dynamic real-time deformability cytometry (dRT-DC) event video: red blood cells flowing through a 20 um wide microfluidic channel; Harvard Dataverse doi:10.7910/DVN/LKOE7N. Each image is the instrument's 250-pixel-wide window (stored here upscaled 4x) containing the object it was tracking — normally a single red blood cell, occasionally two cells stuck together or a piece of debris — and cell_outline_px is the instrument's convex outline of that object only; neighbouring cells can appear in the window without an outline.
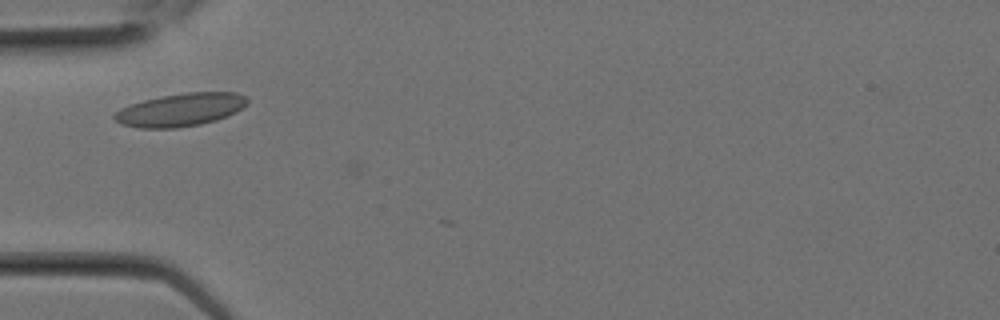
{"species": "Egyptian fruit bat (a non-hibernating species)", "species_latin": "Rousettus aegyptiacus", "temperature_condition": "room temperature", "stored_images_in_passage": 1, "camera_frame_rate_fps": 3000, "um_per_image_px": 0.085, "animal": {"sex": "female"}, "frame": {"image": 1, "passage_image": 1, "time_ms": 0.0, "image_size_px": [1000, 320], "cell_outline_px": [[248, 104], [236, 112], [228, 116], [216, 120], [200, 124], [176, 128], [140, 128], [120, 124], [112, 116], [120, 108], [144, 100], [164, 96], [188, 92], [236, 92], [244, 96], [248, 100]], "centroid_in_image_um": [15.36, 9.34], "position_along_channel_um": 69.6, "area_um2": 25.43}}